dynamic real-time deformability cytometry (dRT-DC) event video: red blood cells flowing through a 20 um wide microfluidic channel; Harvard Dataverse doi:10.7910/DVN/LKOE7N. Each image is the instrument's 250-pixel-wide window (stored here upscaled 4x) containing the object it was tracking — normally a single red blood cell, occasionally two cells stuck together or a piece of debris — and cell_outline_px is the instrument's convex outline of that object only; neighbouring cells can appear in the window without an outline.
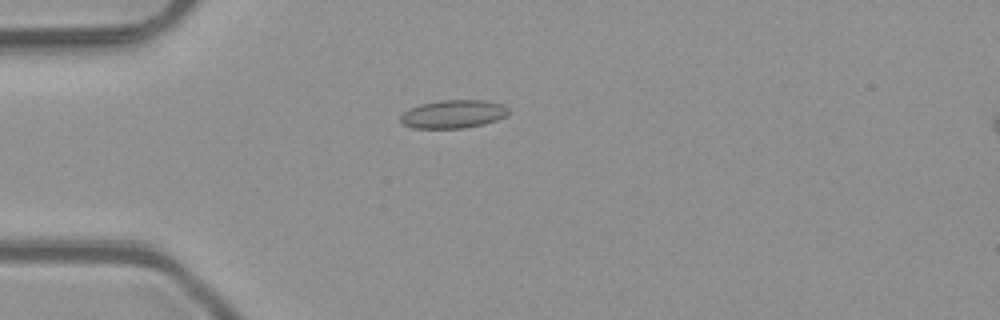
{"species": "common noctule bat (a hibernating species)", "species_latin": "Nyctalus noctula", "temperature_condition": "room temperature", "stored_images_in_passage": 46, "camera_frame_rate_fps": 3000, "um_per_image_px": 0.085, "animal": {"sex": "male", "body_mass_g": 23.1, "forearm_length_mm": 52.7}, "frame": {"image": 1, "passage_image": 9, "time_ms": 2.667, "image_size_px": [1000, 320], "cell_outline_px": [[508, 116], [484, 124], [464, 128], [412, 128], [404, 124], [400, 120], [400, 116], [408, 108], [420, 104], [440, 100], [484, 100], [504, 104], [508, 108]], "centroid_in_image_um": [38.54, 9.69], "position_along_channel_um": 46.5, "area_um2": 17.92}}
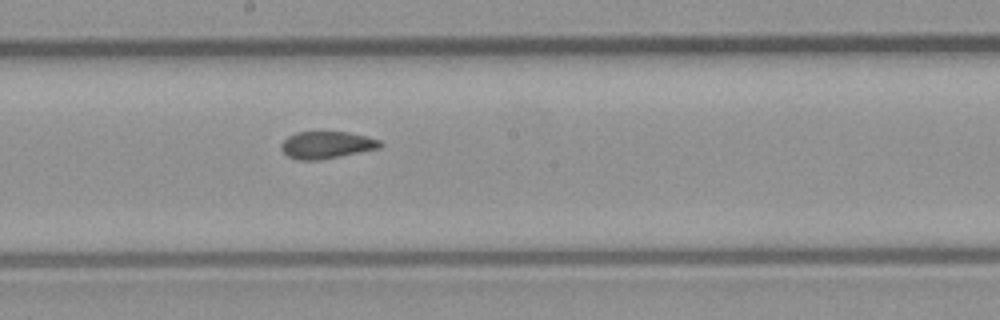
{"frame": {"image": 2, "passage_image": 23, "time_ms": 7.333, "image_size_px": [1000, 320], "cell_outline_px": [[384, 144], [380, 148], [320, 160], [296, 160], [288, 156], [280, 148], [280, 144], [288, 136], [296, 132], [348, 132], [380, 140]], "centroid_in_image_um": [27.74, 12.32], "position_along_channel_um": 220.5, "area_um2": 15.66}}
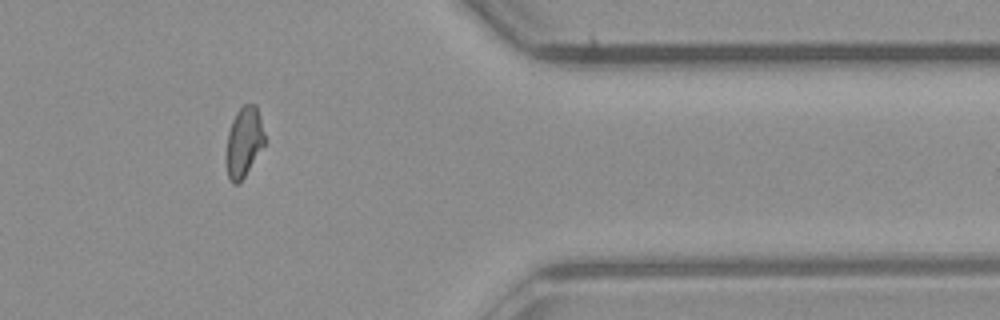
{"frame": {"image": 3, "passage_image": 37, "time_ms": 12.0, "image_size_px": [1000, 320], "cell_outline_px": [[264, 144], [244, 176], [236, 184], [232, 184], [228, 176], [224, 160], [224, 156], [228, 132], [232, 120], [236, 112], [244, 104], [256, 104], [264, 136]], "centroid_in_image_um": [20.67, 12.07], "position_along_channel_um": 390.7, "area_um2": 15.55}, "authors_computed_cell_mechanics": {"area_um2": 16.2996, "velocity_mm_per_s": 4.1066, "shape_relaxation_time_tau1_ms": null, "shape_relaxation_time_tau2_ms": 1.5786, "deformation_change_tau1": null, "deformation_change_tau2": 0.0667}}